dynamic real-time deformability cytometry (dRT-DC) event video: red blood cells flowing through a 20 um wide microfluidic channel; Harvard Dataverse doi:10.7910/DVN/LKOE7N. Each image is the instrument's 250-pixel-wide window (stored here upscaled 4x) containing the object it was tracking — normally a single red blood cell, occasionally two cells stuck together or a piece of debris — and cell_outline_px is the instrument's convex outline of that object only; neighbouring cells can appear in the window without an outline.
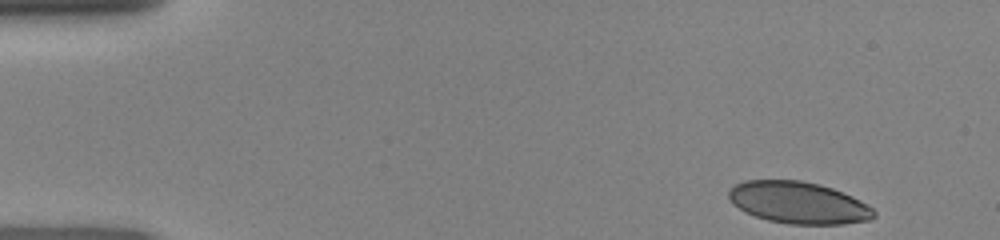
{"species": "human", "species_latin": "Homo sapiens", "temperature_condition": "room temperature", "stored_images_in_passage": 40, "camera_frame_rate_fps": 3000, "um_per_image_px": 0.085, "donor": {"sex": "female"}, "frame": {"image": 1, "passage_image": 1, "time_ms": 0.0, "image_size_px": [1000, 240], "cell_outline_px": [[876, 216], [868, 220], [844, 224], [788, 224], [768, 220], [756, 216], [732, 204], [728, 196], [728, 188], [744, 180], [800, 180], [820, 184], [832, 188], [852, 196], [868, 204], [876, 212]], "centroid_in_image_um": [67.87, 17.22], "position_along_channel_um": 17.1, "area_um2": 35.49}}
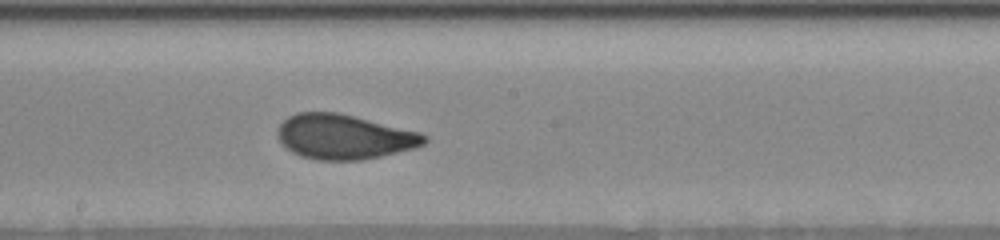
{"frame": {"image": 2, "passage_image": 23, "time_ms": 7.333, "image_size_px": [1000, 240], "cell_outline_px": [[428, 140], [424, 144], [416, 148], [380, 156], [360, 160], [316, 160], [300, 156], [292, 152], [280, 140], [280, 124], [288, 116], [296, 112], [340, 112], [420, 132], [428, 136]], "centroid_in_image_um": [29.3, 11.62], "position_along_channel_um": 218.9, "area_um2": 38.21}}
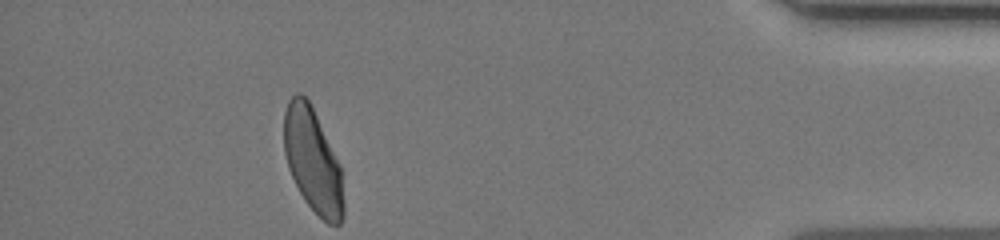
{"frame": {"image": 3, "passage_image": 40, "time_ms": 13.0, "image_size_px": [1000, 240], "cell_outline_px": [[344, 216], [340, 224], [328, 224], [304, 200], [288, 168], [284, 152], [284, 112], [288, 100], [296, 92], [300, 92], [308, 100], [340, 164], [344, 200]], "centroid_in_image_um": [26.58, 13.65], "position_along_channel_um": 408.6, "area_um2": 35.84}}